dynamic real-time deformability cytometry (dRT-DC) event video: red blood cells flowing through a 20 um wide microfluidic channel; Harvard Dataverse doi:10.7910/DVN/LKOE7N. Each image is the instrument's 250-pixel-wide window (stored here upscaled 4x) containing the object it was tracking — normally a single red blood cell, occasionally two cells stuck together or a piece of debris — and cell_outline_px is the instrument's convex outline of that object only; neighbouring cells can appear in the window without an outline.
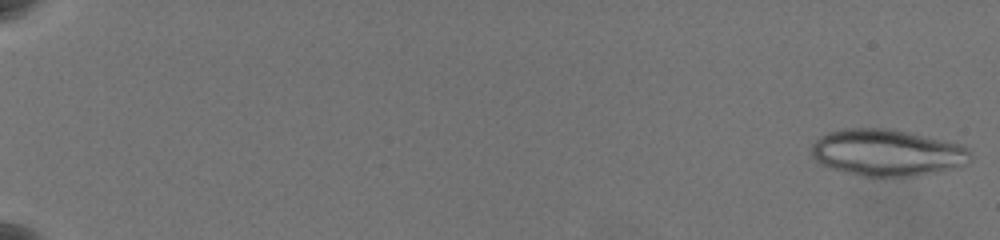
{"species": "common noctule bat (a hibernating species)", "species_latin": "Nyctalus noctula", "temperature_condition": "warm", "stored_images_in_passage": 61, "camera_frame_rate_fps": 3000, "um_per_image_px": 0.085, "animal": {"sex": "female", "body_mass_g": 19.5, "forearm_length_mm": 54.1}, "frame": {"image": 1, "passage_image": 1, "time_ms": 0.0, "image_size_px": [1000, 240], "cell_outline_px": [[972, 156], [964, 164], [912, 176], [860, 176], [828, 168], [820, 164], [812, 156], [812, 144], [820, 136], [828, 132], [840, 128], [892, 128], [964, 144], [972, 152]], "centroid_in_image_um": [75.36, 12.94], "position_along_channel_um": 9.6, "area_um2": 43.35}, "authors_computed_cell_mechanics": {"area_um2": 20.1722, "velocity_mm_per_s": 3.5346, "shape_relaxation_time_tau1_ms": 9.1309, "shape_relaxation_time_tau2_ms": 1.7265, "deformation_change_tau1": 0.2901, "deformation_change_tau2": 0.1002}}